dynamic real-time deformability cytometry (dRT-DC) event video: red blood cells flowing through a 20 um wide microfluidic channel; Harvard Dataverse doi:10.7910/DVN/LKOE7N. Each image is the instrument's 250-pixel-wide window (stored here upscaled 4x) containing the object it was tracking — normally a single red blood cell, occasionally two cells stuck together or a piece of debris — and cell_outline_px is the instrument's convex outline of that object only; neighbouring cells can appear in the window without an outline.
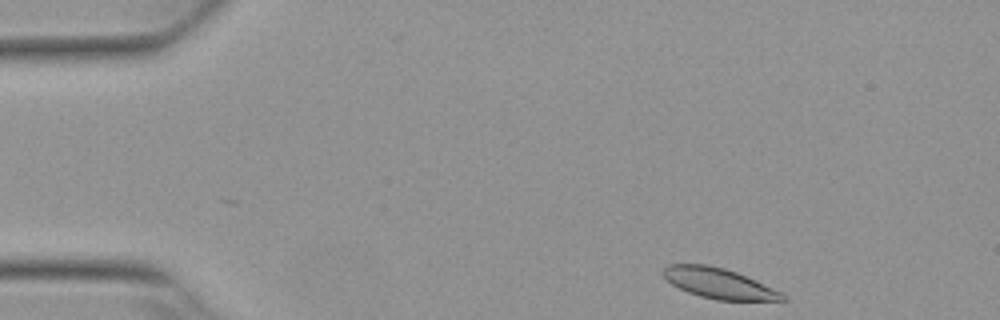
{"species": "Egyptian fruit bat (a non-hibernating species)", "species_latin": "Rousettus aegyptiacus", "temperature_condition": "warm", "stored_images_in_passage": 47, "camera_frame_rate_fps": 3000, "um_per_image_px": 0.085, "animal": {"sex": "female"}, "frame": {"image": 1, "passage_image": 1, "time_ms": 0.0, "image_size_px": [1000, 320], "cell_outline_px": [[788, 300], [716, 300], [700, 296], [688, 292], [672, 284], [660, 272], [668, 264], [708, 264], [724, 268], [736, 272], [780, 292], [788, 296]], "centroid_in_image_um": [61.07, 24.08], "position_along_channel_um": 23.9, "area_um2": 20.81}}
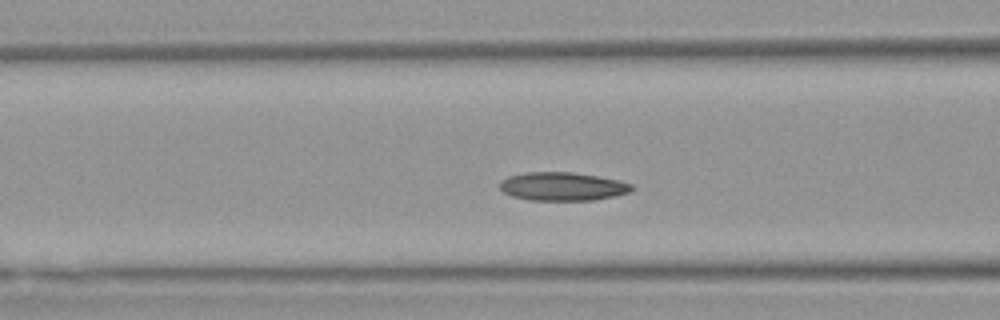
{"frame": {"image": 2, "passage_image": 15, "time_ms": 4.667, "image_size_px": [1000, 320], "cell_outline_px": [[636, 188], [628, 192], [616, 196], [596, 200], [528, 200], [512, 196], [504, 192], [500, 188], [500, 180], [508, 176], [524, 172], [572, 172], [620, 180], [632, 184]], "centroid_in_image_um": [47.82, 15.85], "position_along_channel_um": 118.8, "area_um2": 22.02}}
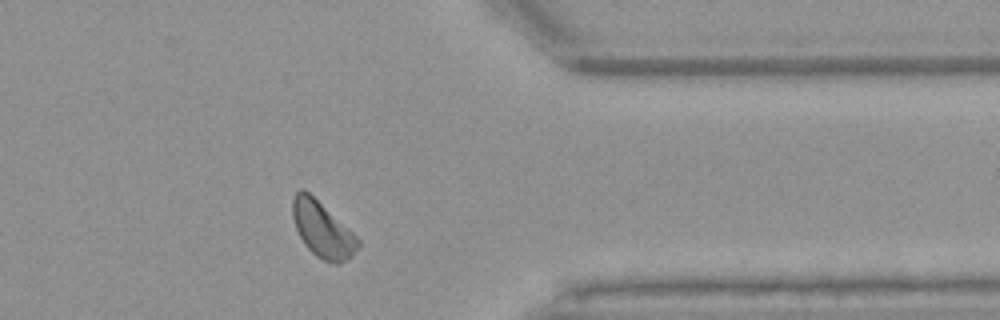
{"frame": {"image": 3, "passage_image": 37, "time_ms": 12.0, "image_size_px": [1000, 320], "cell_outline_px": [[360, 248], [352, 256], [340, 264], [336, 264], [324, 260], [316, 256], [304, 244], [296, 228], [292, 216], [292, 200], [296, 192], [300, 188], [304, 188], [352, 232], [360, 240]], "centroid_in_image_um": [27.41, 19.53], "position_along_channel_um": 384.0, "area_um2": 21.04}, "authors_computed_cell_mechanics": {"area_um2": 21.3282, "velocity_mm_per_s": 3.8026, "shape_relaxation_time_tau1_ms": 4.3601, "shape_relaxation_time_tau2_ms": null, "deformation_change_tau1": 0.091, "deformation_change_tau2": null}}